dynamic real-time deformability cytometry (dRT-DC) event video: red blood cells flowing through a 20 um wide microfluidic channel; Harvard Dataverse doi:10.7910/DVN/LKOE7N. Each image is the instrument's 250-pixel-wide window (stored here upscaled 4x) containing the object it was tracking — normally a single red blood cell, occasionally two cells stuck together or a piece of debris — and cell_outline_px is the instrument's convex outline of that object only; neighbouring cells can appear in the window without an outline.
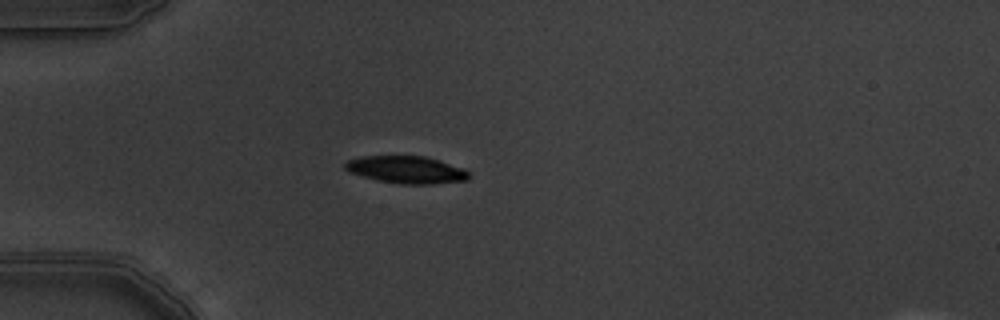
{"species": "common noctule bat (a hibernating species)", "species_latin": "Nyctalus noctula", "temperature_condition": "warm", "stored_images_in_passage": 5, "camera_frame_rate_fps": 3000, "um_per_image_px": 0.085, "animal": {"sex": "male", "body_mass_g": 19.5, "forearm_length_mm": 54.6}, "frame": {"image": 1, "passage_image": 5, "time_ms": 1.333, "image_size_px": [1000, 320], "cell_outline_px": [[468, 180], [432, 184], [400, 184], [376, 180], [348, 172], [344, 168], [344, 164], [348, 160], [360, 156], [424, 156], [464, 168], [468, 172]], "centroid_in_image_um": [34.51, 14.43], "position_along_channel_um": 50.5, "area_um2": 19.71}}